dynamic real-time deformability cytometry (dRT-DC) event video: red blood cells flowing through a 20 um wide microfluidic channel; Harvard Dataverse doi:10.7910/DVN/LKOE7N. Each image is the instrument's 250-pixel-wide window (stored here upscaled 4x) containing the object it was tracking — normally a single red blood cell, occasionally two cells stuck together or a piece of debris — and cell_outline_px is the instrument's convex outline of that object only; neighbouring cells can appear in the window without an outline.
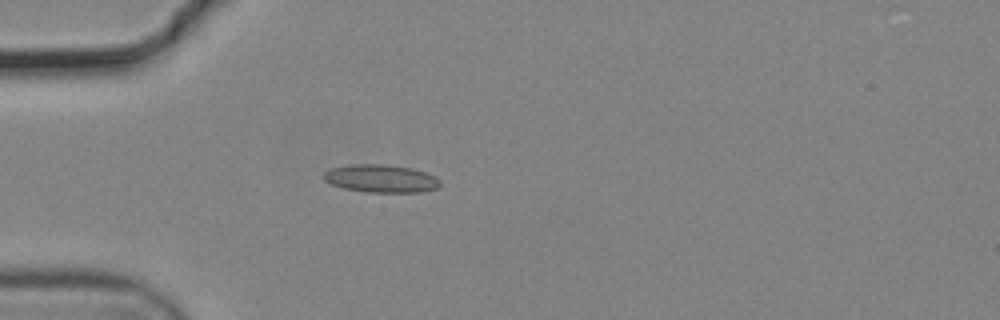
{"species": "common noctule bat (a hibernating species)", "species_latin": "Nyctalus noctula", "temperature_condition": "cold", "stored_images_in_passage": 40, "camera_frame_rate_fps": 3000, "um_per_image_px": 0.085, "animal": {"sex": "male", "body_mass_g": 19.2, "forearm_length_mm": 51.8}, "frame": {"image": 1, "passage_image": 1, "time_ms": 0.0, "image_size_px": [1000, 320], "cell_outline_px": [[440, 184], [436, 188], [420, 192], [368, 192], [344, 188], [332, 184], [324, 180], [324, 172], [332, 168], [348, 164], [384, 164], [412, 168], [436, 176], [440, 180]], "centroid_in_image_um": [32.38, 15.17], "position_along_channel_um": 52.6, "area_um2": 18.84}}
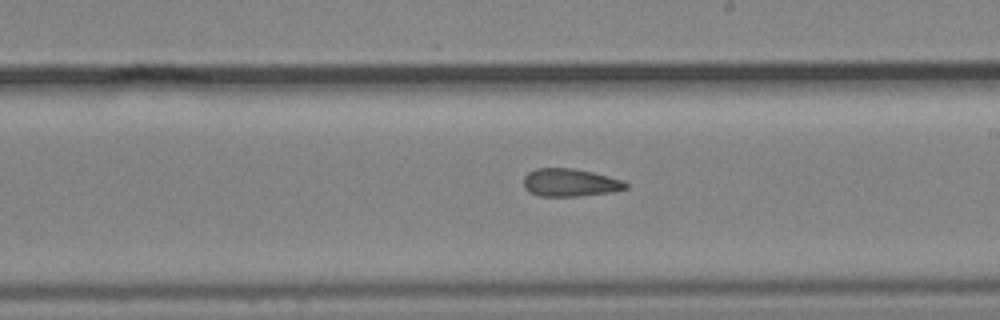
{"frame": {"image": 2, "passage_image": 17, "time_ms": 5.333, "image_size_px": [1000, 320], "cell_outline_px": [[628, 188], [612, 192], [580, 196], [540, 196], [528, 192], [524, 188], [524, 176], [528, 172], [536, 168], [572, 168], [592, 172], [624, 180], [628, 184]], "centroid_in_image_um": [48.45, 15.52], "position_along_channel_um": 240.5, "area_um2": 16.7}}
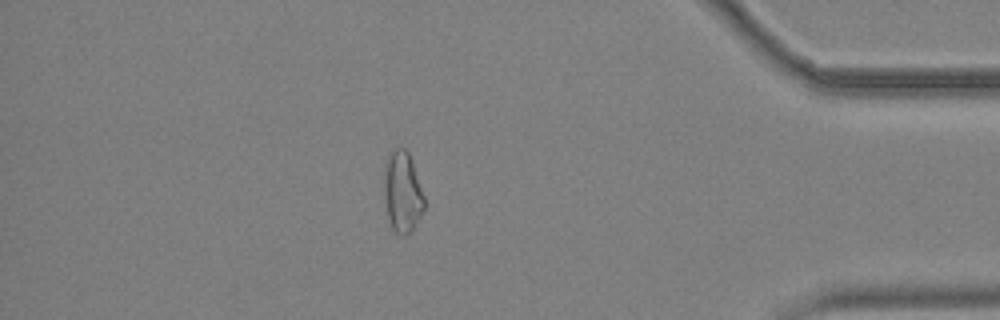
{"frame": {"image": 3, "passage_image": 33, "time_ms": 10.667, "image_size_px": [1000, 320], "cell_outline_px": [[424, 208], [412, 232], [404, 236], [400, 236], [392, 232], [388, 220], [384, 196], [384, 164], [388, 152], [396, 148], [404, 148], [408, 152], [412, 160], [424, 196]], "centroid_in_image_um": [34.18, 16.35], "position_along_channel_um": 401.0, "area_um2": 19.42}, "authors_computed_cell_mechanics": {"area_um2": 17.4556, "velocity_mm_per_s": 3.7274, "shape_relaxation_time_tau1_ms": null, "shape_relaxation_time_tau2_ms": 4.9693, "deformation_change_tau1": null, "deformation_change_tau2": 0.1287}}